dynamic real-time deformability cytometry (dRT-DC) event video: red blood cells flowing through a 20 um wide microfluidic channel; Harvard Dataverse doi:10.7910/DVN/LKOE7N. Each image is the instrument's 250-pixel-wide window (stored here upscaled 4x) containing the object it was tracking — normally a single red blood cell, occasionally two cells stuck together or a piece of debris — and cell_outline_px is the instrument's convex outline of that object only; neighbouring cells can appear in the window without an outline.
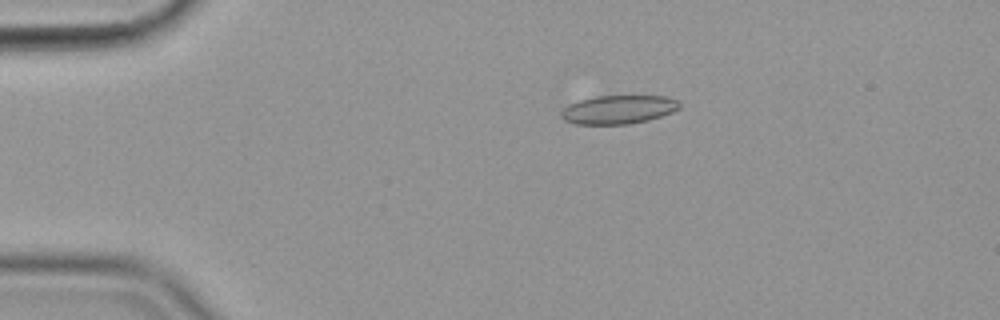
{"species": "common noctule bat (a hibernating species)", "species_latin": "Nyctalus noctula", "temperature_condition": "cold", "stored_images_in_passage": 57, "camera_frame_rate_fps": 3000, "um_per_image_px": 0.085, "animal": {"sex": "female", "body_mass_g": 19.9}, "frame": {"image": 1, "passage_image": 12, "time_ms": 3.667, "image_size_px": [1000, 320], "cell_outline_px": [[680, 108], [672, 112], [648, 120], [628, 124], [576, 124], [564, 120], [560, 116], [560, 112], [568, 104], [596, 96], [664, 96], [676, 100], [680, 104]], "centroid_in_image_um": [52.54, 9.31], "position_along_channel_um": 32.5, "area_um2": 19.59}}
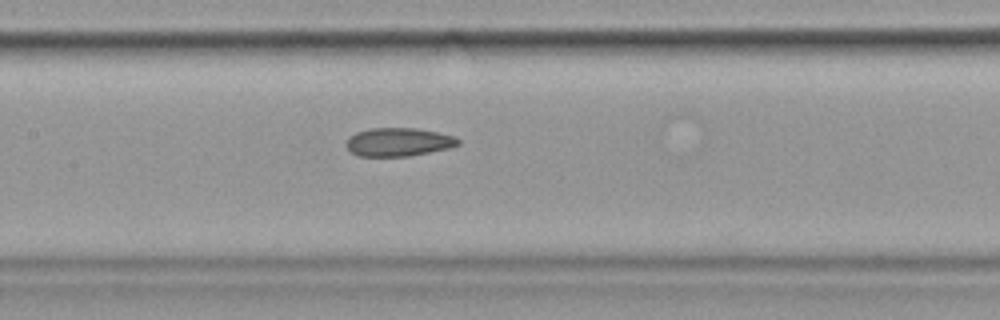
{"frame": {"image": 2, "passage_image": 28, "time_ms": 9.0, "image_size_px": [1000, 320], "cell_outline_px": [[460, 144], [448, 148], [408, 156], [356, 156], [348, 148], [348, 136], [356, 132], [372, 128], [416, 128], [456, 136], [460, 140]], "centroid_in_image_um": [33.88, 12.07], "position_along_channel_um": 173.5, "area_um2": 18.38}}
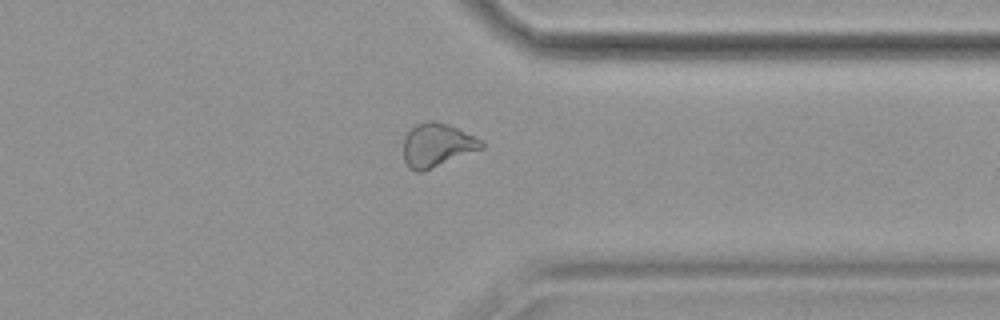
{"frame": {"image": 3, "passage_image": 45, "time_ms": 14.667, "image_size_px": [1000, 320], "cell_outline_px": [[484, 148], [432, 168], [420, 172], [416, 172], [408, 168], [404, 160], [404, 136], [416, 124], [424, 120], [436, 120], [448, 124], [480, 140], [484, 144]], "centroid_in_image_um": [37.11, 12.33], "position_along_channel_um": 374.3, "area_um2": 19.71}, "authors_computed_cell_mechanics": {"area_um2": 20.1144, "velocity_mm_per_s": 3.5834, "shape_relaxation_time_tau1_ms": null, "shape_relaxation_time_tau2_ms": 4.2443, "deformation_change_tau1": null, "deformation_change_tau2": 0.1246}}